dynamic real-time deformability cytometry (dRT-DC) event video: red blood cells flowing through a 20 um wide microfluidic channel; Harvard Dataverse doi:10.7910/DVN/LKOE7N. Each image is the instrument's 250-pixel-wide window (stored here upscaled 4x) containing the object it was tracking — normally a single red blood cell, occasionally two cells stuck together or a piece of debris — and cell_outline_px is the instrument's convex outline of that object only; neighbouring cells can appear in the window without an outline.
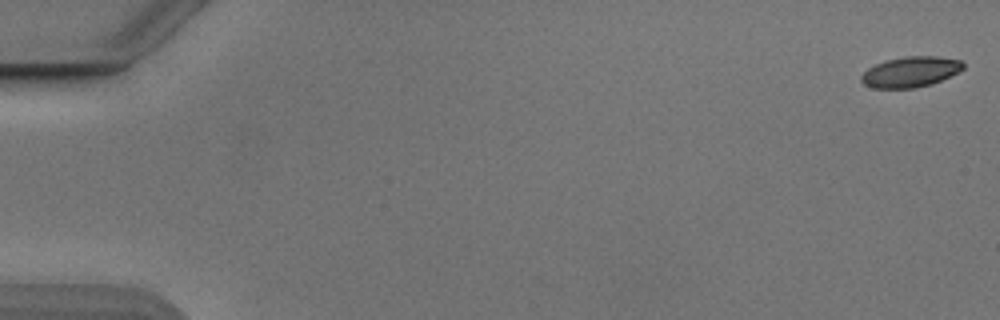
{"species": "Egyptian fruit bat (a non-hibernating species)", "species_latin": "Rousettus aegyptiacus", "temperature_condition": "cold", "stored_images_in_passage": 54, "camera_frame_rate_fps": 3000, "um_per_image_px": 0.085, "animal": {"sex": "male"}, "frame": {"image": 1, "passage_image": 1, "time_ms": 0.0, "image_size_px": [1000, 320], "cell_outline_px": [[964, 68], [932, 84], [916, 88], [872, 88], [864, 84], [860, 80], [860, 76], [868, 68], [884, 60], [904, 56], [936, 56], [964, 60]], "centroid_in_image_um": [77.38, 6.1], "position_along_channel_um": 7.6, "area_um2": 18.21}}
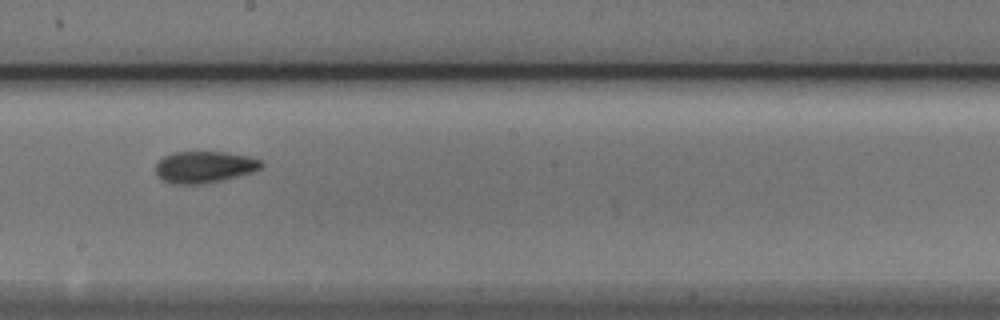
{"frame": {"image": 2, "passage_image": 31, "time_ms": 10.0, "image_size_px": [1000, 320], "cell_outline_px": [[264, 164], [260, 168], [252, 172], [220, 180], [200, 184], [172, 184], [160, 180], [156, 176], [156, 164], [164, 156], [172, 152], [224, 152], [248, 156], [264, 160]], "centroid_in_image_um": [17.35, 14.19], "position_along_channel_um": 230.9, "area_um2": 19.54}}
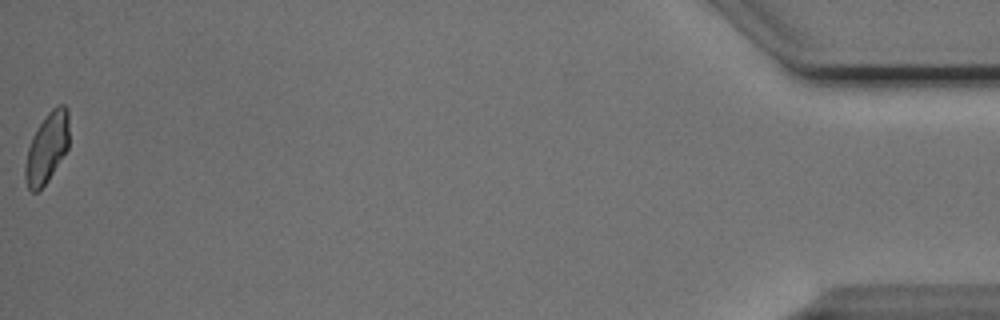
{"frame": {"image": 3, "passage_image": 54, "time_ms": 17.667, "image_size_px": [1000, 320], "cell_outline_px": [[68, 148], [48, 180], [36, 192], [32, 192], [28, 188], [24, 176], [24, 168], [28, 148], [32, 136], [48, 112], [56, 104], [64, 104], [68, 108]], "centroid_in_image_um": [3.99, 12.54], "position_along_channel_um": 431.2, "area_um2": 17.8}, "authors_computed_cell_mechanics": {"area_um2": 19.074, "velocity_mm_per_s": 3.8602, "shape_relaxation_time_tau1_ms": 4.9625, "shape_relaxation_time_tau2_ms": 2.8325, "deformation_change_tau1": 0.1234, "deformation_change_tau2": 0.0588}}